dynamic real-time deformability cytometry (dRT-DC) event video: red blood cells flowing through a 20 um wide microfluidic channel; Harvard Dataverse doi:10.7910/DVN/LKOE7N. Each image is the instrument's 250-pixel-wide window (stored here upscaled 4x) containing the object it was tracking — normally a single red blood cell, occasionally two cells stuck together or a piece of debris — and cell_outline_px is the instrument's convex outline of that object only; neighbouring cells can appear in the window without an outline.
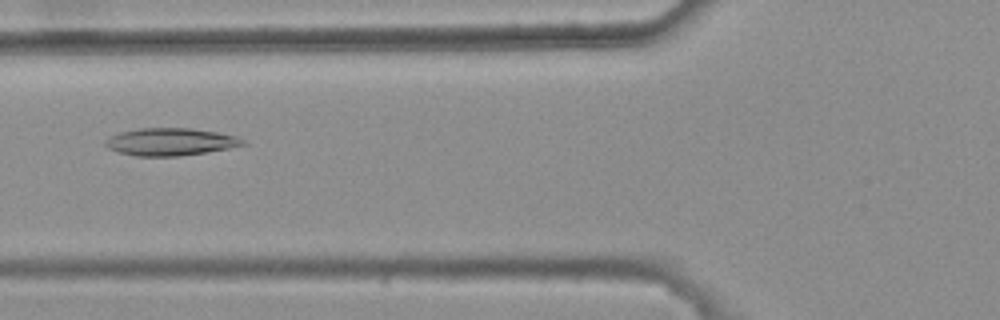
{"species": "common noctule bat (a hibernating species)", "species_latin": "Nyctalus noctula", "temperature_condition": "warm", "stored_images_in_passage": 4, "camera_frame_rate_fps": 3000, "um_per_image_px": 0.085, "animal": {"sex": "female", "body_mass_g": 25.1}, "frame": {"image": 1, "passage_image": 4, "time_ms": 1.0, "image_size_px": [1000, 320], "cell_outline_px": [[248, 144], [228, 148], [180, 156], [136, 156], [120, 152], [108, 148], [104, 144], [104, 140], [120, 132], [140, 128], [188, 128], [216, 132], [236, 136], [244, 140]], "centroid_in_image_um": [14.48, 12.05], "position_along_channel_um": 111.3, "area_um2": 21.79}}